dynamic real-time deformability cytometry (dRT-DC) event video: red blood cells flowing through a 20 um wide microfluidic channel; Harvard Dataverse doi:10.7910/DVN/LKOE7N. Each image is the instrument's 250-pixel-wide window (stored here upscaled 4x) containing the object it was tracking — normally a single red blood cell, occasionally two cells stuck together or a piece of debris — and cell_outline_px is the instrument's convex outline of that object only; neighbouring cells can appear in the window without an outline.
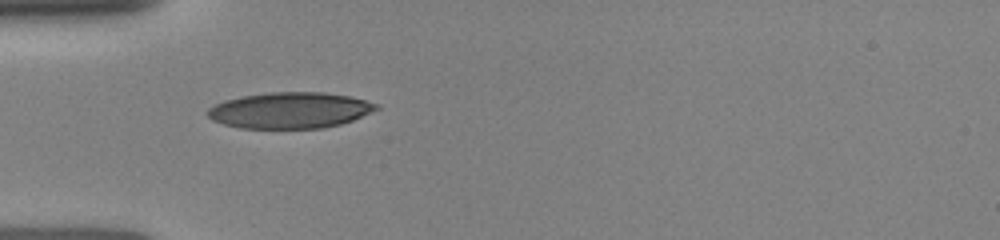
{"species": "human", "species_latin": "Homo sapiens", "temperature_condition": "room temperature", "stored_images_in_passage": 22, "camera_frame_rate_fps": 3000, "um_per_image_px": 0.085, "donor": {"sex": "female"}, "frame": {"image": 1, "passage_image": 1, "time_ms": 0.0, "image_size_px": [1000, 240], "cell_outline_px": [[380, 108], [352, 120], [340, 124], [324, 128], [240, 128], [224, 124], [212, 120], [208, 116], [208, 108], [224, 100], [244, 96], [272, 92], [324, 92], [348, 96], [380, 104]], "centroid_in_image_um": [24.66, 9.37], "position_along_channel_um": 60.3, "area_um2": 35.26}}
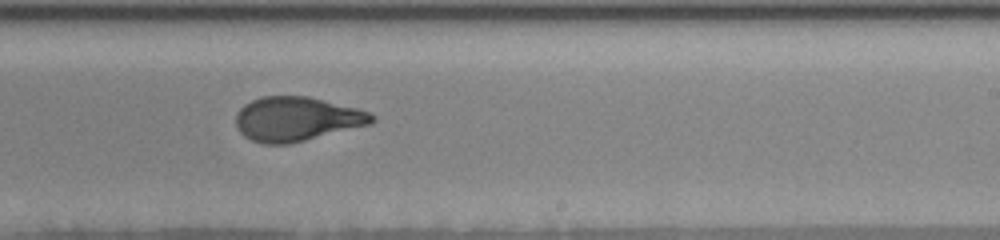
{"frame": {"image": 2, "passage_image": 11, "time_ms": 5.0, "image_size_px": [1000, 240], "cell_outline_px": [[376, 120], [372, 124], [288, 144], [264, 144], [252, 140], [244, 136], [236, 128], [236, 112], [244, 104], [260, 96], [308, 96], [356, 108], [368, 112], [376, 116]], "centroid_in_image_um": [25.2, 10.11], "position_along_channel_um": 263.8, "area_um2": 35.14}}
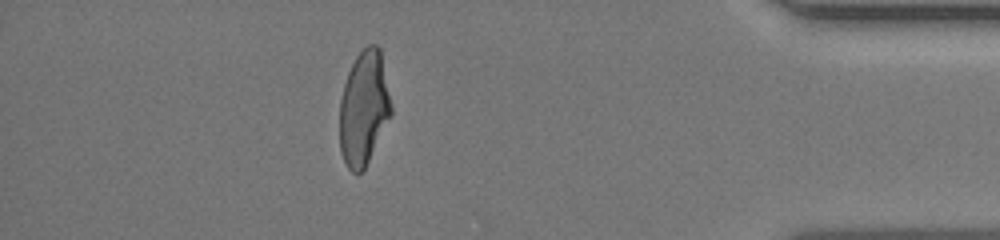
{"frame": {"image": 3, "passage_image": 19, "time_ms": 9.333, "image_size_px": [1000, 240], "cell_outline_px": [[392, 112], [364, 168], [360, 172], [352, 172], [348, 168], [340, 152], [340, 100], [344, 84], [348, 72], [356, 56], [368, 44], [376, 44], [380, 48], [392, 108]], "centroid_in_image_um": [30.91, 9.16], "position_along_channel_um": 404.3, "area_um2": 33.76}}